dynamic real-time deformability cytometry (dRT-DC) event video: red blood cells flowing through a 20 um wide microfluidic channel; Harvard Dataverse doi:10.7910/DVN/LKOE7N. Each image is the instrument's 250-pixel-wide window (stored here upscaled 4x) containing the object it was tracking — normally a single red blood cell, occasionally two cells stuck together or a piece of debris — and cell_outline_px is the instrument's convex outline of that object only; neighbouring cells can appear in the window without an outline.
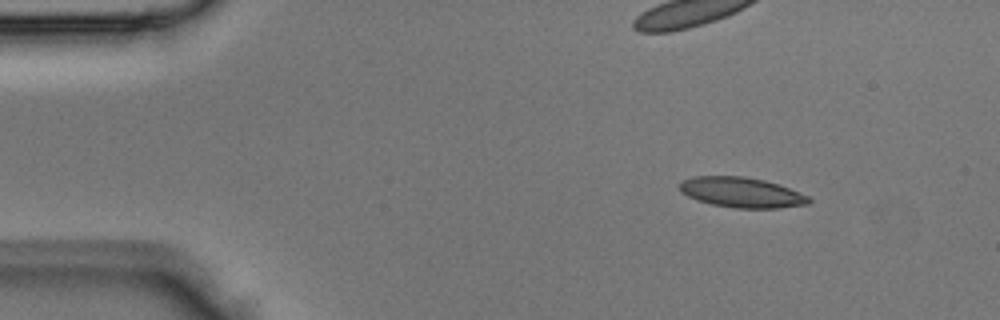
{"species": "Egyptian fruit bat (a non-hibernating species)", "species_latin": "Rousettus aegyptiacus", "temperature_condition": "room temperature", "stored_images_in_passage": 3, "camera_frame_rate_fps": 3000, "um_per_image_px": 0.085, "animal": {"sex": "male"}, "frame": {"image": 1, "passage_image": 1, "time_ms": 0.0, "image_size_px": [1000, 320], "cell_outline_px": [[812, 200], [808, 204], [780, 208], [736, 208], [712, 204], [696, 200], [680, 192], [680, 180], [692, 176], [744, 176], [764, 180], [788, 188], [808, 196]], "centroid_in_image_um": [62.99, 16.35], "position_along_channel_um": 22.0, "area_um2": 22.72}}